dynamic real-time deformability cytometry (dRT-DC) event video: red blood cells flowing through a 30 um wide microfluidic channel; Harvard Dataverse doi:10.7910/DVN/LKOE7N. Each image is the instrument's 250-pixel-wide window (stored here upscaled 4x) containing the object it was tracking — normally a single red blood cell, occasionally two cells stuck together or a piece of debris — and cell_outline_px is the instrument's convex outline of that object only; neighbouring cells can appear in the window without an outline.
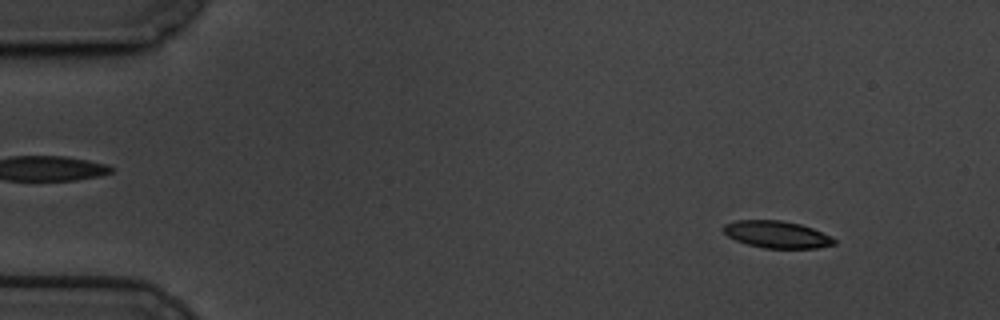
{"species": "common noctule bat (a hibernating species)", "species_latin": "Nyctalus noctula", "temperature_condition": "cold", "stored_images_in_passage": 59, "camera_frame_rate_fps": 3000, "um_per_image_px": 0.085, "animal": {"sex": "male", "body_mass_g": 19.5, "forearm_length_mm": 54.6}, "frame": {"image": 1, "passage_image": 6, "time_ms": 1.667, "image_size_px": [1000, 320], "cell_outline_px": [[836, 244], [816, 248], [764, 248], [748, 244], [736, 240], [728, 236], [724, 232], [724, 224], [736, 220], [780, 220], [800, 224], [812, 228], [832, 236], [836, 240]], "centroid_in_image_um": [66.06, 19.93], "position_along_channel_um": 18.9, "area_um2": 17.4}}
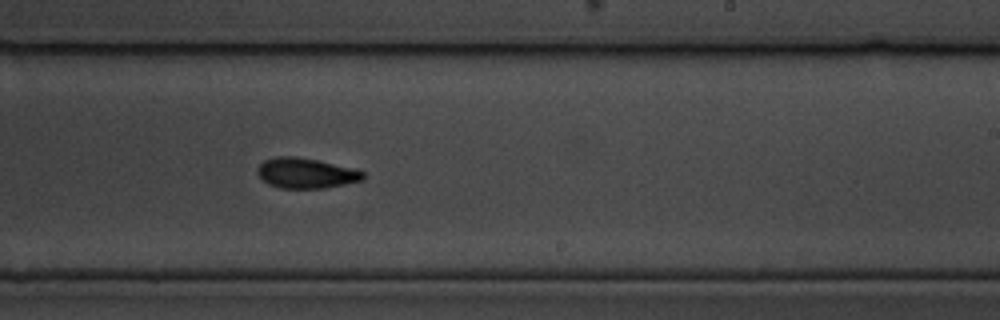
{"frame": {"image": 2, "passage_image": 36, "time_ms": 11.667, "image_size_px": [1000, 320], "cell_outline_px": [[364, 176], [360, 180], [344, 184], [324, 188], [280, 188], [268, 184], [256, 172], [256, 168], [264, 160], [276, 156], [296, 156], [356, 168], [364, 172]], "centroid_in_image_um": [25.98, 14.7], "position_along_channel_um": 263.0, "area_um2": 18.61}}
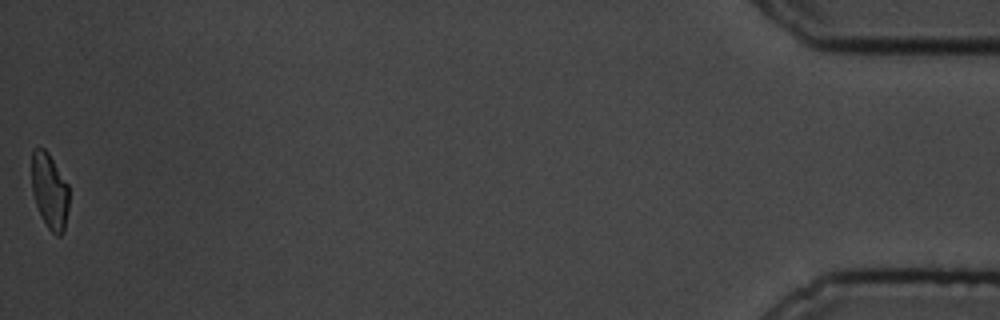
{"frame": {"image": 3, "passage_image": 59, "time_ms": 19.333, "image_size_px": [1000, 320], "cell_outline_px": [[68, 208], [64, 232], [60, 236], [56, 236], [48, 228], [36, 204], [32, 192], [32, 148], [44, 148], [48, 152], [68, 184]], "centroid_in_image_um": [4.22, 16.23], "position_along_channel_um": 431.0, "area_um2": 16.36}, "authors_computed_cell_mechanics": {"area_um2": 18.3226, "velocity_mm_per_s": 3.403, "shape_relaxation_time_tau1_ms": 3.3383, "shape_relaxation_time_tau2_ms": null, "deformation_change_tau1": 0.1382, "deformation_change_tau2": null}}